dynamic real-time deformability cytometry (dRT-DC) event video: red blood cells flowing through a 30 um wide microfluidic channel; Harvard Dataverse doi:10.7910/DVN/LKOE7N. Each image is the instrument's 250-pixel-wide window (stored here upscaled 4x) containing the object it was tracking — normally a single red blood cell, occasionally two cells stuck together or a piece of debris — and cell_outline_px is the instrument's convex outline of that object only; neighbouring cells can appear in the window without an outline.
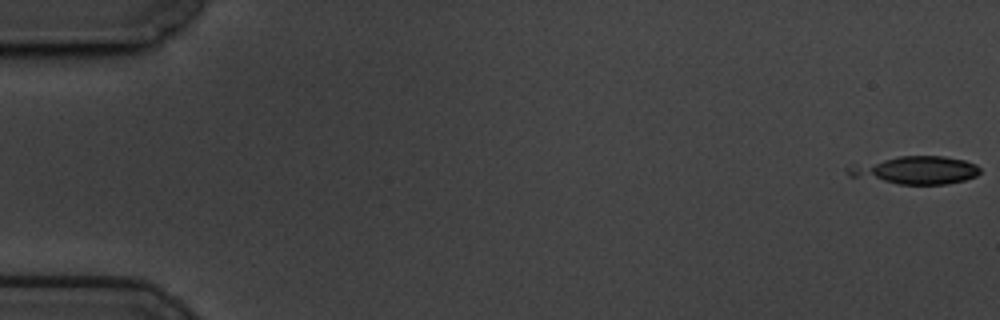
{"species": "common noctule bat (a hibernating species)", "species_latin": "Nyctalus noctula", "temperature_condition": "cold", "stored_images_in_passage": 23, "camera_frame_rate_fps": 3000, "um_per_image_px": 0.085, "animal": {"sex": "male", "body_mass_g": 19.5, "forearm_length_mm": 54.6}, "frame": {"image": 1, "passage_image": 1, "time_ms": 0.0, "image_size_px": [1000, 320], "cell_outline_px": [[980, 172], [976, 176], [964, 180], [948, 184], [900, 184], [848, 176], [844, 168], [900, 156], [944, 156], [964, 160], [976, 164], [980, 168]], "centroid_in_image_um": [77.88, 14.47], "position_along_channel_um": 7.1, "area_um2": 21.1}}